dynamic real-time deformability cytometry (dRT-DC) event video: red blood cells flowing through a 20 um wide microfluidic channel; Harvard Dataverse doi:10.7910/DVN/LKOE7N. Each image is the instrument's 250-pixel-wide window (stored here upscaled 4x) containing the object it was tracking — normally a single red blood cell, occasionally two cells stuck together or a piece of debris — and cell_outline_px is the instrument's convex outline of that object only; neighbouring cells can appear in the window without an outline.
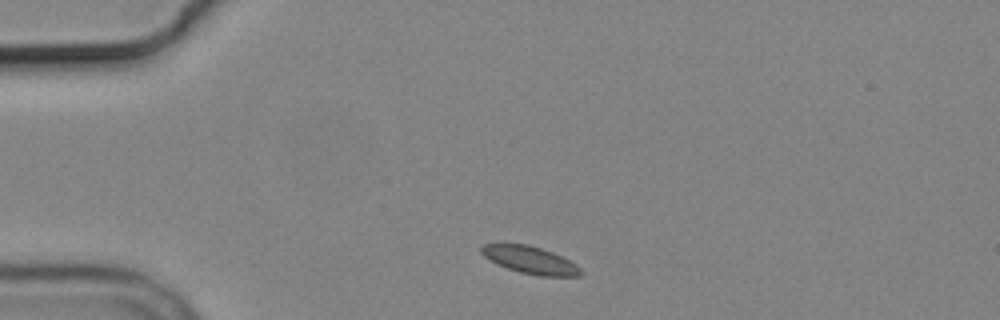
{"species": "common noctule bat (a hibernating species)", "species_latin": "Nyctalus noctula", "temperature_condition": "cold", "stored_images_in_passage": 3, "camera_frame_rate_fps": 3000, "um_per_image_px": 0.085, "animal": {"sex": "male", "body_mass_g": 19.2, "forearm_length_mm": 51.8}, "frame": {"image": 1, "passage_image": 1, "time_ms": 0.0, "image_size_px": [1000, 320], "cell_outline_px": [[584, 272], [580, 276], [540, 276], [520, 272], [496, 264], [484, 256], [480, 252], [480, 244], [528, 244], [552, 252], [576, 264]], "centroid_in_image_um": [45.05, 22.1], "position_along_channel_um": 40.0, "area_um2": 15.78}}
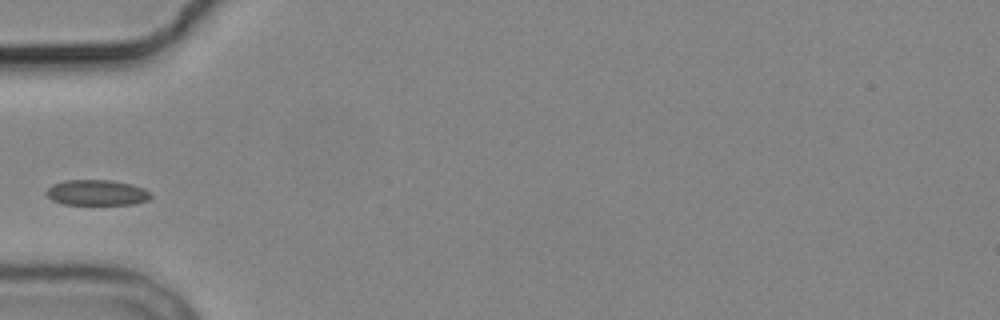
{"frame": {"image": 2, "passage_image": 2, "time_ms": 2.0, "image_size_px": [1000, 320], "cell_outline_px": [[152, 196], [148, 200], [136, 204], [64, 204], [52, 200], [44, 192], [52, 184], [64, 180], [112, 180], [132, 184], [144, 188], [152, 192]], "centroid_in_image_um": [8.26, 16.36], "position_along_channel_um": 76.7, "area_um2": 15.72}}
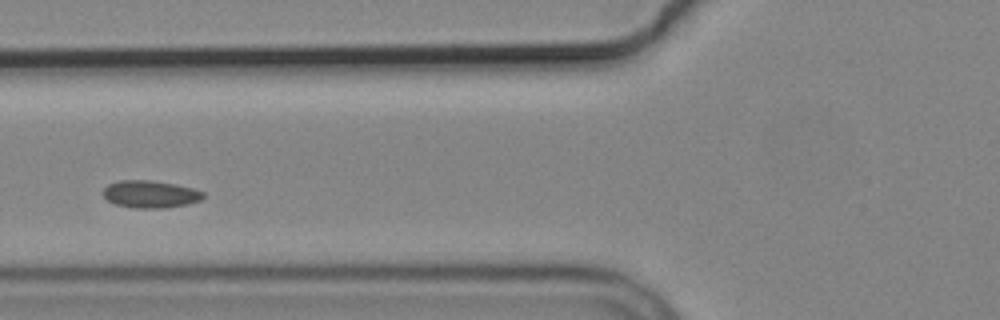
{"frame": {"image": 3, "passage_image": 3, "time_ms": 3.0, "image_size_px": [1000, 320], "cell_outline_px": [[204, 196], [200, 200], [188, 204], [164, 208], [132, 208], [116, 204], [108, 200], [104, 196], [104, 188], [108, 184], [120, 180], [152, 180], [176, 184], [192, 188], [204, 192]], "centroid_in_image_um": [12.79, 16.5], "position_along_channel_um": 113.0, "area_um2": 15.95}}